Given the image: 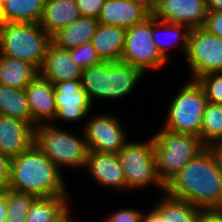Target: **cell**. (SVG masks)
<instances>
[{
	"mask_svg": "<svg viewBox=\"0 0 222 222\" xmlns=\"http://www.w3.org/2000/svg\"><path fill=\"white\" fill-rule=\"evenodd\" d=\"M169 196L200 209H222V170L214 151L206 147L166 185Z\"/></svg>",
	"mask_w": 222,
	"mask_h": 222,
	"instance_id": "6da1fadb",
	"label": "cell"
},
{
	"mask_svg": "<svg viewBox=\"0 0 222 222\" xmlns=\"http://www.w3.org/2000/svg\"><path fill=\"white\" fill-rule=\"evenodd\" d=\"M61 174L60 169L34 143L12 159L7 188L36 197L67 196L66 182Z\"/></svg>",
	"mask_w": 222,
	"mask_h": 222,
	"instance_id": "7a4b0ae2",
	"label": "cell"
},
{
	"mask_svg": "<svg viewBox=\"0 0 222 222\" xmlns=\"http://www.w3.org/2000/svg\"><path fill=\"white\" fill-rule=\"evenodd\" d=\"M51 36L39 23H1L0 55L10 56L41 69Z\"/></svg>",
	"mask_w": 222,
	"mask_h": 222,
	"instance_id": "3957f363",
	"label": "cell"
},
{
	"mask_svg": "<svg viewBox=\"0 0 222 222\" xmlns=\"http://www.w3.org/2000/svg\"><path fill=\"white\" fill-rule=\"evenodd\" d=\"M152 139L157 171L165 186L206 148L199 137L171 132L163 127Z\"/></svg>",
	"mask_w": 222,
	"mask_h": 222,
	"instance_id": "277c9868",
	"label": "cell"
},
{
	"mask_svg": "<svg viewBox=\"0 0 222 222\" xmlns=\"http://www.w3.org/2000/svg\"><path fill=\"white\" fill-rule=\"evenodd\" d=\"M208 100L197 80H190L169 103L163 128L200 138L203 114Z\"/></svg>",
	"mask_w": 222,
	"mask_h": 222,
	"instance_id": "5b68a950",
	"label": "cell"
},
{
	"mask_svg": "<svg viewBox=\"0 0 222 222\" xmlns=\"http://www.w3.org/2000/svg\"><path fill=\"white\" fill-rule=\"evenodd\" d=\"M82 135L83 140L74 133L45 123L35 127L34 143L59 169L62 165L82 168L89 152L85 136Z\"/></svg>",
	"mask_w": 222,
	"mask_h": 222,
	"instance_id": "8992f818",
	"label": "cell"
},
{
	"mask_svg": "<svg viewBox=\"0 0 222 222\" xmlns=\"http://www.w3.org/2000/svg\"><path fill=\"white\" fill-rule=\"evenodd\" d=\"M117 155L123 169L127 190L141 189L154 184L165 193L166 186L160 180L157 171L152 137L145 143L128 142Z\"/></svg>",
	"mask_w": 222,
	"mask_h": 222,
	"instance_id": "52a82bcc",
	"label": "cell"
},
{
	"mask_svg": "<svg viewBox=\"0 0 222 222\" xmlns=\"http://www.w3.org/2000/svg\"><path fill=\"white\" fill-rule=\"evenodd\" d=\"M121 61L140 69H161L167 60L160 54L152 37V15L126 30Z\"/></svg>",
	"mask_w": 222,
	"mask_h": 222,
	"instance_id": "ba28073f",
	"label": "cell"
},
{
	"mask_svg": "<svg viewBox=\"0 0 222 222\" xmlns=\"http://www.w3.org/2000/svg\"><path fill=\"white\" fill-rule=\"evenodd\" d=\"M186 59L192 79L207 73L222 72V38L203 27L190 30Z\"/></svg>",
	"mask_w": 222,
	"mask_h": 222,
	"instance_id": "9c48e42d",
	"label": "cell"
},
{
	"mask_svg": "<svg viewBox=\"0 0 222 222\" xmlns=\"http://www.w3.org/2000/svg\"><path fill=\"white\" fill-rule=\"evenodd\" d=\"M84 136L90 151L118 153L127 143L121 122L110 114H100L84 125Z\"/></svg>",
	"mask_w": 222,
	"mask_h": 222,
	"instance_id": "30bf717a",
	"label": "cell"
},
{
	"mask_svg": "<svg viewBox=\"0 0 222 222\" xmlns=\"http://www.w3.org/2000/svg\"><path fill=\"white\" fill-rule=\"evenodd\" d=\"M207 13V0H159L152 15L160 21L194 29L203 27Z\"/></svg>",
	"mask_w": 222,
	"mask_h": 222,
	"instance_id": "8fae6325",
	"label": "cell"
},
{
	"mask_svg": "<svg viewBox=\"0 0 222 222\" xmlns=\"http://www.w3.org/2000/svg\"><path fill=\"white\" fill-rule=\"evenodd\" d=\"M56 118L67 122L80 121L88 115L92 106L81 80L57 82L54 84Z\"/></svg>",
	"mask_w": 222,
	"mask_h": 222,
	"instance_id": "7c38bea8",
	"label": "cell"
},
{
	"mask_svg": "<svg viewBox=\"0 0 222 222\" xmlns=\"http://www.w3.org/2000/svg\"><path fill=\"white\" fill-rule=\"evenodd\" d=\"M35 141V128L29 123L0 115V152L13 159L28 150Z\"/></svg>",
	"mask_w": 222,
	"mask_h": 222,
	"instance_id": "4fadbf2b",
	"label": "cell"
},
{
	"mask_svg": "<svg viewBox=\"0 0 222 222\" xmlns=\"http://www.w3.org/2000/svg\"><path fill=\"white\" fill-rule=\"evenodd\" d=\"M30 111L32 114V126L45 124L47 120L56 118V100L54 85L38 74L25 88Z\"/></svg>",
	"mask_w": 222,
	"mask_h": 222,
	"instance_id": "5bb4252c",
	"label": "cell"
},
{
	"mask_svg": "<svg viewBox=\"0 0 222 222\" xmlns=\"http://www.w3.org/2000/svg\"><path fill=\"white\" fill-rule=\"evenodd\" d=\"M83 68L72 58L69 49H63L52 42L49 44L46 56L39 74L53 85L57 82L81 80Z\"/></svg>",
	"mask_w": 222,
	"mask_h": 222,
	"instance_id": "9a60e30c",
	"label": "cell"
},
{
	"mask_svg": "<svg viewBox=\"0 0 222 222\" xmlns=\"http://www.w3.org/2000/svg\"><path fill=\"white\" fill-rule=\"evenodd\" d=\"M96 180L98 185L114 187V189H127L120 160L116 153L90 151L88 152L85 166Z\"/></svg>",
	"mask_w": 222,
	"mask_h": 222,
	"instance_id": "2e32d148",
	"label": "cell"
},
{
	"mask_svg": "<svg viewBox=\"0 0 222 222\" xmlns=\"http://www.w3.org/2000/svg\"><path fill=\"white\" fill-rule=\"evenodd\" d=\"M150 15L146 9L131 0H105L97 20L127 30Z\"/></svg>",
	"mask_w": 222,
	"mask_h": 222,
	"instance_id": "e0dca14e",
	"label": "cell"
},
{
	"mask_svg": "<svg viewBox=\"0 0 222 222\" xmlns=\"http://www.w3.org/2000/svg\"><path fill=\"white\" fill-rule=\"evenodd\" d=\"M144 73L128 63L107 62L106 99H121L131 94Z\"/></svg>",
	"mask_w": 222,
	"mask_h": 222,
	"instance_id": "ac0fdd59",
	"label": "cell"
},
{
	"mask_svg": "<svg viewBox=\"0 0 222 222\" xmlns=\"http://www.w3.org/2000/svg\"><path fill=\"white\" fill-rule=\"evenodd\" d=\"M126 29L99 23L91 43L102 61H121Z\"/></svg>",
	"mask_w": 222,
	"mask_h": 222,
	"instance_id": "d6986e66",
	"label": "cell"
},
{
	"mask_svg": "<svg viewBox=\"0 0 222 222\" xmlns=\"http://www.w3.org/2000/svg\"><path fill=\"white\" fill-rule=\"evenodd\" d=\"M80 17L75 0H46L39 25L52 36Z\"/></svg>",
	"mask_w": 222,
	"mask_h": 222,
	"instance_id": "ffe728a7",
	"label": "cell"
},
{
	"mask_svg": "<svg viewBox=\"0 0 222 222\" xmlns=\"http://www.w3.org/2000/svg\"><path fill=\"white\" fill-rule=\"evenodd\" d=\"M99 21L93 17L81 16L68 26L51 36V41L63 49H72L89 43L94 36Z\"/></svg>",
	"mask_w": 222,
	"mask_h": 222,
	"instance_id": "44dd1931",
	"label": "cell"
},
{
	"mask_svg": "<svg viewBox=\"0 0 222 222\" xmlns=\"http://www.w3.org/2000/svg\"><path fill=\"white\" fill-rule=\"evenodd\" d=\"M190 30L186 25L160 21L152 15V37L155 46L166 60H168L170 56L167 49L172 46L180 45L179 48H181L184 55H186ZM162 33L165 35L164 38H160L162 35L160 36L159 34ZM168 38L169 40H167ZM166 41H169V43Z\"/></svg>",
	"mask_w": 222,
	"mask_h": 222,
	"instance_id": "7402d4cb",
	"label": "cell"
},
{
	"mask_svg": "<svg viewBox=\"0 0 222 222\" xmlns=\"http://www.w3.org/2000/svg\"><path fill=\"white\" fill-rule=\"evenodd\" d=\"M46 0H1L2 23H39Z\"/></svg>",
	"mask_w": 222,
	"mask_h": 222,
	"instance_id": "603a6c76",
	"label": "cell"
},
{
	"mask_svg": "<svg viewBox=\"0 0 222 222\" xmlns=\"http://www.w3.org/2000/svg\"><path fill=\"white\" fill-rule=\"evenodd\" d=\"M39 74L32 64L10 56L0 55V84L25 89Z\"/></svg>",
	"mask_w": 222,
	"mask_h": 222,
	"instance_id": "cb8c5ba5",
	"label": "cell"
},
{
	"mask_svg": "<svg viewBox=\"0 0 222 222\" xmlns=\"http://www.w3.org/2000/svg\"><path fill=\"white\" fill-rule=\"evenodd\" d=\"M67 196L36 197L31 204L27 222H58L71 209Z\"/></svg>",
	"mask_w": 222,
	"mask_h": 222,
	"instance_id": "d4e9b609",
	"label": "cell"
},
{
	"mask_svg": "<svg viewBox=\"0 0 222 222\" xmlns=\"http://www.w3.org/2000/svg\"><path fill=\"white\" fill-rule=\"evenodd\" d=\"M0 115L32 125V114L25 89L0 84Z\"/></svg>",
	"mask_w": 222,
	"mask_h": 222,
	"instance_id": "484cf974",
	"label": "cell"
},
{
	"mask_svg": "<svg viewBox=\"0 0 222 222\" xmlns=\"http://www.w3.org/2000/svg\"><path fill=\"white\" fill-rule=\"evenodd\" d=\"M166 196L153 206L161 215L163 222H196L200 208L188 201Z\"/></svg>",
	"mask_w": 222,
	"mask_h": 222,
	"instance_id": "4316f807",
	"label": "cell"
},
{
	"mask_svg": "<svg viewBox=\"0 0 222 222\" xmlns=\"http://www.w3.org/2000/svg\"><path fill=\"white\" fill-rule=\"evenodd\" d=\"M107 61L83 69L81 85L91 103L93 99H106Z\"/></svg>",
	"mask_w": 222,
	"mask_h": 222,
	"instance_id": "83f0119b",
	"label": "cell"
},
{
	"mask_svg": "<svg viewBox=\"0 0 222 222\" xmlns=\"http://www.w3.org/2000/svg\"><path fill=\"white\" fill-rule=\"evenodd\" d=\"M200 139L203 145L209 148L222 141V104L207 103L202 119Z\"/></svg>",
	"mask_w": 222,
	"mask_h": 222,
	"instance_id": "f1b7e54d",
	"label": "cell"
},
{
	"mask_svg": "<svg viewBox=\"0 0 222 222\" xmlns=\"http://www.w3.org/2000/svg\"><path fill=\"white\" fill-rule=\"evenodd\" d=\"M7 200V218L5 222H27V214L35 195L5 188Z\"/></svg>",
	"mask_w": 222,
	"mask_h": 222,
	"instance_id": "f546056e",
	"label": "cell"
},
{
	"mask_svg": "<svg viewBox=\"0 0 222 222\" xmlns=\"http://www.w3.org/2000/svg\"><path fill=\"white\" fill-rule=\"evenodd\" d=\"M208 102L222 104V72L207 73L197 79Z\"/></svg>",
	"mask_w": 222,
	"mask_h": 222,
	"instance_id": "4dcf8cb0",
	"label": "cell"
},
{
	"mask_svg": "<svg viewBox=\"0 0 222 222\" xmlns=\"http://www.w3.org/2000/svg\"><path fill=\"white\" fill-rule=\"evenodd\" d=\"M69 50L73 60L83 69L102 62L91 42Z\"/></svg>",
	"mask_w": 222,
	"mask_h": 222,
	"instance_id": "1f68e13d",
	"label": "cell"
},
{
	"mask_svg": "<svg viewBox=\"0 0 222 222\" xmlns=\"http://www.w3.org/2000/svg\"><path fill=\"white\" fill-rule=\"evenodd\" d=\"M143 212L138 209L123 208L109 214L105 222H141Z\"/></svg>",
	"mask_w": 222,
	"mask_h": 222,
	"instance_id": "d6a6232c",
	"label": "cell"
},
{
	"mask_svg": "<svg viewBox=\"0 0 222 222\" xmlns=\"http://www.w3.org/2000/svg\"><path fill=\"white\" fill-rule=\"evenodd\" d=\"M81 16L98 19L105 0H75Z\"/></svg>",
	"mask_w": 222,
	"mask_h": 222,
	"instance_id": "836d02e7",
	"label": "cell"
},
{
	"mask_svg": "<svg viewBox=\"0 0 222 222\" xmlns=\"http://www.w3.org/2000/svg\"><path fill=\"white\" fill-rule=\"evenodd\" d=\"M203 28L208 32L222 38V11L208 12Z\"/></svg>",
	"mask_w": 222,
	"mask_h": 222,
	"instance_id": "e575fe53",
	"label": "cell"
},
{
	"mask_svg": "<svg viewBox=\"0 0 222 222\" xmlns=\"http://www.w3.org/2000/svg\"><path fill=\"white\" fill-rule=\"evenodd\" d=\"M11 161L9 157L0 152V184L7 188L11 179Z\"/></svg>",
	"mask_w": 222,
	"mask_h": 222,
	"instance_id": "d590c367",
	"label": "cell"
},
{
	"mask_svg": "<svg viewBox=\"0 0 222 222\" xmlns=\"http://www.w3.org/2000/svg\"><path fill=\"white\" fill-rule=\"evenodd\" d=\"M196 222H222V209H200Z\"/></svg>",
	"mask_w": 222,
	"mask_h": 222,
	"instance_id": "8d00e7d4",
	"label": "cell"
},
{
	"mask_svg": "<svg viewBox=\"0 0 222 222\" xmlns=\"http://www.w3.org/2000/svg\"><path fill=\"white\" fill-rule=\"evenodd\" d=\"M147 212H143L141 222H163L161 215L153 207Z\"/></svg>",
	"mask_w": 222,
	"mask_h": 222,
	"instance_id": "74e56055",
	"label": "cell"
},
{
	"mask_svg": "<svg viewBox=\"0 0 222 222\" xmlns=\"http://www.w3.org/2000/svg\"><path fill=\"white\" fill-rule=\"evenodd\" d=\"M134 3L142 6L146 9L151 15L155 11L159 0H131Z\"/></svg>",
	"mask_w": 222,
	"mask_h": 222,
	"instance_id": "f35d334b",
	"label": "cell"
},
{
	"mask_svg": "<svg viewBox=\"0 0 222 222\" xmlns=\"http://www.w3.org/2000/svg\"><path fill=\"white\" fill-rule=\"evenodd\" d=\"M7 218V200H6V193L3 192L0 195V222H5Z\"/></svg>",
	"mask_w": 222,
	"mask_h": 222,
	"instance_id": "ab89813d",
	"label": "cell"
},
{
	"mask_svg": "<svg viewBox=\"0 0 222 222\" xmlns=\"http://www.w3.org/2000/svg\"><path fill=\"white\" fill-rule=\"evenodd\" d=\"M208 12H221L222 11V0H207Z\"/></svg>",
	"mask_w": 222,
	"mask_h": 222,
	"instance_id": "60d3db41",
	"label": "cell"
},
{
	"mask_svg": "<svg viewBox=\"0 0 222 222\" xmlns=\"http://www.w3.org/2000/svg\"><path fill=\"white\" fill-rule=\"evenodd\" d=\"M211 149L214 151L219 161L220 168L222 170V141L215 143Z\"/></svg>",
	"mask_w": 222,
	"mask_h": 222,
	"instance_id": "b9f144b4",
	"label": "cell"
},
{
	"mask_svg": "<svg viewBox=\"0 0 222 222\" xmlns=\"http://www.w3.org/2000/svg\"><path fill=\"white\" fill-rule=\"evenodd\" d=\"M71 217V212L69 211L62 219H60L58 222H77L76 220Z\"/></svg>",
	"mask_w": 222,
	"mask_h": 222,
	"instance_id": "7bdbcfd3",
	"label": "cell"
},
{
	"mask_svg": "<svg viewBox=\"0 0 222 222\" xmlns=\"http://www.w3.org/2000/svg\"><path fill=\"white\" fill-rule=\"evenodd\" d=\"M2 23V14H1V0H0V24Z\"/></svg>",
	"mask_w": 222,
	"mask_h": 222,
	"instance_id": "ee69618b",
	"label": "cell"
},
{
	"mask_svg": "<svg viewBox=\"0 0 222 222\" xmlns=\"http://www.w3.org/2000/svg\"><path fill=\"white\" fill-rule=\"evenodd\" d=\"M4 187L0 184V195L4 192Z\"/></svg>",
	"mask_w": 222,
	"mask_h": 222,
	"instance_id": "f6af8a7d",
	"label": "cell"
}]
</instances>
